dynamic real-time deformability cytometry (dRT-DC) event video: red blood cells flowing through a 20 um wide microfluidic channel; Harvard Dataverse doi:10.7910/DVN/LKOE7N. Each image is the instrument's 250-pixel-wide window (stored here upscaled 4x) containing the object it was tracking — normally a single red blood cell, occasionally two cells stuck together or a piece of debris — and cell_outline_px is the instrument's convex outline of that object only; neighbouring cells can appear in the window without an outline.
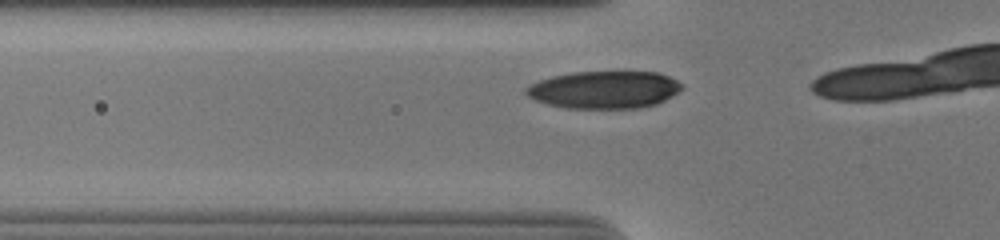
{"species": "human", "species_latin": "Homo sapiens", "temperature_condition": "cold", "stored_images_in_passage": 13, "camera_frame_rate_fps": 3000, "um_per_image_px": 0.085, "donor": {"sex": "male"}, "frame": {"image": 1, "passage_image": 8, "time_ms": 2.333, "image_size_px": [1000, 240], "cell_outline_px": [[684, 88], [672, 96], [656, 104], [640, 108], [564, 108], [548, 104], [536, 100], [528, 96], [524, 92], [524, 88], [528, 84], [552, 76], [572, 72], [656, 72], [668, 76], [684, 84]], "centroid_in_image_um": [51.35, 7.63], "position_along_channel_um": 74.4, "area_um2": 34.16}}